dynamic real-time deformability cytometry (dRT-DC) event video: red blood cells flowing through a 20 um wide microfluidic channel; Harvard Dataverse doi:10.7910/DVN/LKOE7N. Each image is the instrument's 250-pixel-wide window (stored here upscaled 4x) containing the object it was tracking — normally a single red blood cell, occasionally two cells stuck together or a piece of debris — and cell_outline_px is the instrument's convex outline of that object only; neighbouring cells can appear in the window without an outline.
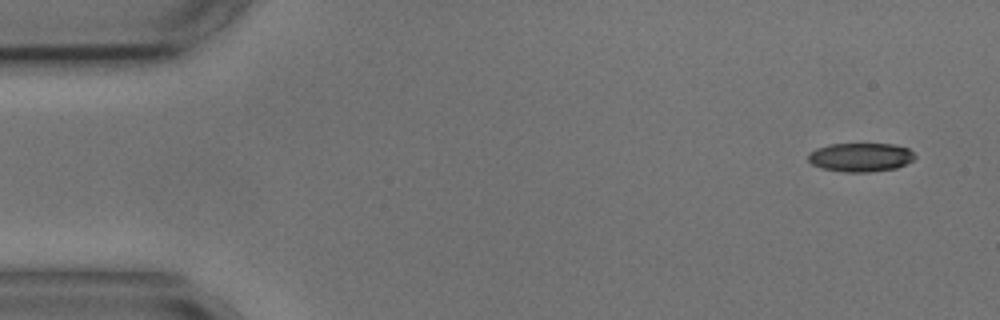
{"species": "common noctule bat (a hibernating species)", "species_latin": "Nyctalus noctula", "temperature_condition": "cold", "stored_images_in_passage": 5, "camera_frame_rate_fps": 3000, "um_per_image_px": 0.085, "animal": {"sex": "male", "body_mass_g": 17.9, "forearm_length_mm": 54.2}, "frame": {"image": 1, "passage_image": 1, "time_ms": 0.0, "image_size_px": [1000, 320], "cell_outline_px": [[916, 156], [912, 160], [896, 168], [868, 172], [844, 172], [820, 168], [812, 164], [808, 160], [808, 152], [816, 148], [828, 144], [892, 144], [908, 148]], "centroid_in_image_um": [73.1, 13.36], "position_along_channel_um": 11.9, "area_um2": 17.92}}
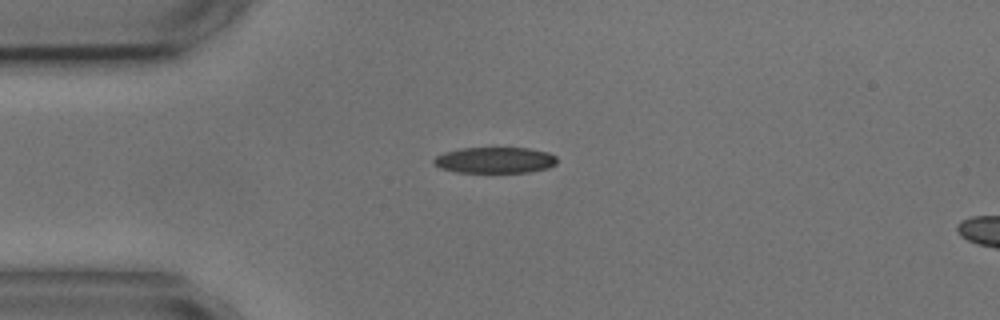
{"frame": {"image": 2, "passage_image": 4, "time_ms": 3.333, "image_size_px": [1000, 320], "cell_outline_px": [[556, 164], [548, 168], [528, 172], [456, 172], [440, 168], [432, 164], [432, 160], [436, 156], [444, 152], [460, 148], [528, 148], [548, 152], [556, 156]], "centroid_in_image_um": [42.04, 13.61], "position_along_channel_um": 43.0, "area_um2": 18.79}}